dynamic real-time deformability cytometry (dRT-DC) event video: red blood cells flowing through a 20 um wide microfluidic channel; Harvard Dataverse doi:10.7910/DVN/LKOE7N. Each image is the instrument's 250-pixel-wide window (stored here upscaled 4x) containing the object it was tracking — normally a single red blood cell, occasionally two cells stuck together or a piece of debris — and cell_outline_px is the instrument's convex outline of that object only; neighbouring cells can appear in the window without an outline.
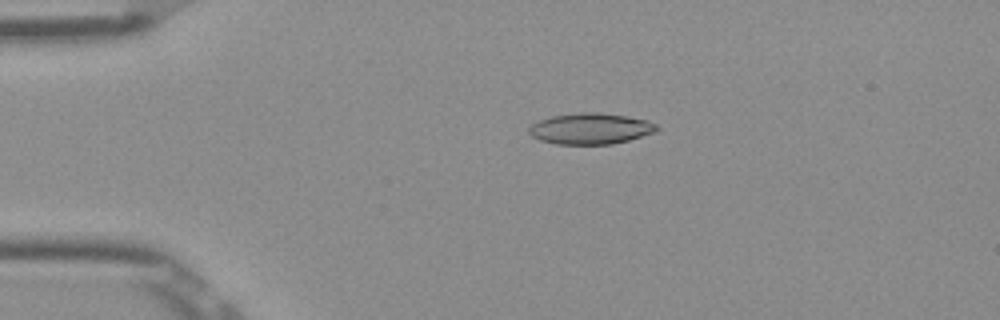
{"species": "Egyptian fruit bat (a non-hibernating species)", "species_latin": "Rousettus aegyptiacus", "temperature_condition": "room temperature", "stored_images_in_passage": 45, "camera_frame_rate_fps": 3000, "um_per_image_px": 0.085, "frame": {"image": 1, "passage_image": 4, "time_ms": 1.0, "image_size_px": [1000, 320], "cell_outline_px": [[660, 128], [656, 132], [628, 140], [612, 144], [556, 144], [540, 140], [532, 136], [528, 132], [528, 128], [532, 124], [540, 120], [552, 116], [580, 112], [596, 112], [628, 116], [648, 120], [656, 124]], "centroid_in_image_um": [50.21, 10.93], "position_along_channel_um": 34.8, "area_um2": 23.18}}
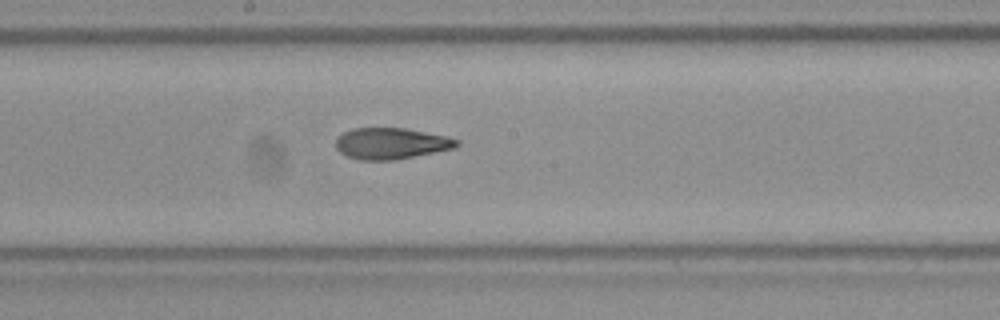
{"frame": {"image": 2, "passage_image": 21, "time_ms": 6.667, "image_size_px": [1000, 320], "cell_outline_px": [[460, 144], [456, 148], [396, 160], [360, 160], [348, 156], [340, 152], [336, 148], [336, 140], [344, 132], [352, 128], [404, 128], [448, 136], [460, 140]], "centroid_in_image_um": [33.29, 12.2], "position_along_channel_um": 214.9, "area_um2": 22.14}}
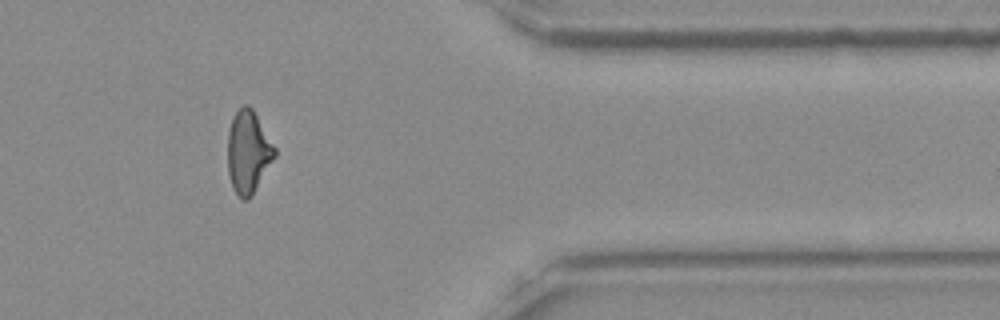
{"frame": {"image": 3, "passage_image": 36, "time_ms": 11.667, "image_size_px": [1000, 320], "cell_outline_px": [[276, 156], [252, 196], [248, 200], [244, 200], [232, 188], [228, 172], [228, 132], [232, 116], [244, 104], [248, 104], [252, 108], [276, 148]], "centroid_in_image_um": [21.1, 12.92], "position_along_channel_um": 390.3, "area_um2": 22.66}, "authors_computed_cell_mechanics": {"area_um2": 22.7154, "velocity_mm_per_s": 3.9112, "shape_relaxation_time_tau1_ms": null, "shape_relaxation_time_tau2_ms": 2.2019, "deformation_change_tau1": null, "deformation_change_tau2": 0.1009}}